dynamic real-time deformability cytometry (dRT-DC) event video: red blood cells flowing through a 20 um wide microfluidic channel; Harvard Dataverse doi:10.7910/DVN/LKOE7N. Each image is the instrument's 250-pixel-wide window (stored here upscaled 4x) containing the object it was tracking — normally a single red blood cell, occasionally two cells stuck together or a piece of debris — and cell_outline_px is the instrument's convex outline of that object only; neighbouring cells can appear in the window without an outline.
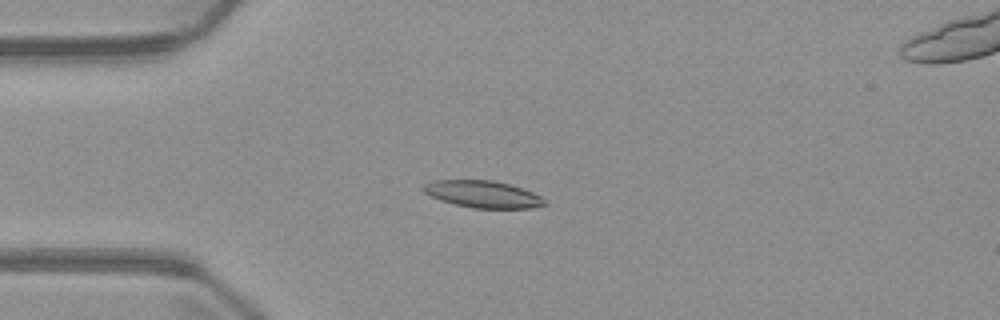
{"species": "common noctule bat (a hibernating species)", "species_latin": "Nyctalus noctula", "temperature_condition": "warm", "stored_images_in_passage": 6, "camera_frame_rate_fps": 3000, "um_per_image_px": 0.085, "animal": {"sex": "male", "body_mass_g": 23.1, "forearm_length_mm": 52.7}, "frame": {"image": 1, "passage_image": 4, "time_ms": 3.667, "image_size_px": [1000, 320], "cell_outline_px": [[548, 204], [532, 208], [472, 208], [440, 200], [424, 192], [420, 188], [424, 184], [432, 180], [492, 180], [508, 184], [532, 192], [548, 200]], "centroid_in_image_um": [41.04, 16.51], "position_along_channel_um": 44.0, "area_um2": 19.07}}
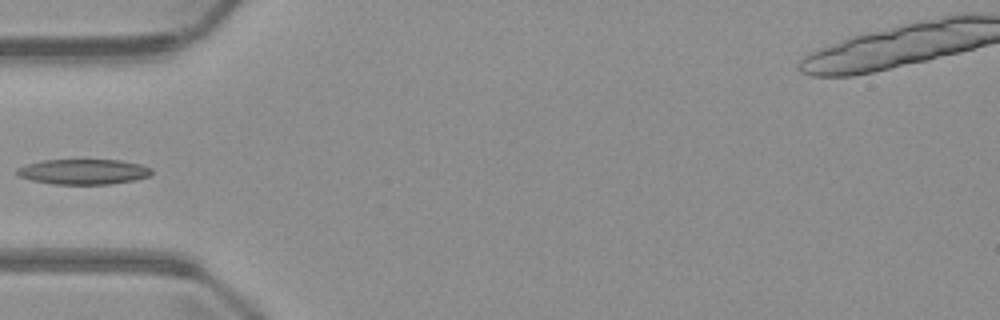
{"frame": {"image": 2, "passage_image": 5, "time_ms": 5.0, "image_size_px": [1000, 320], "cell_outline_px": [[152, 176], [136, 180], [112, 184], [52, 184], [32, 180], [20, 176], [16, 172], [16, 168], [24, 164], [44, 160], [120, 160], [140, 164], [152, 168]], "centroid_in_image_um": [7.12, 14.6], "position_along_channel_um": 77.9, "area_um2": 20.0}}
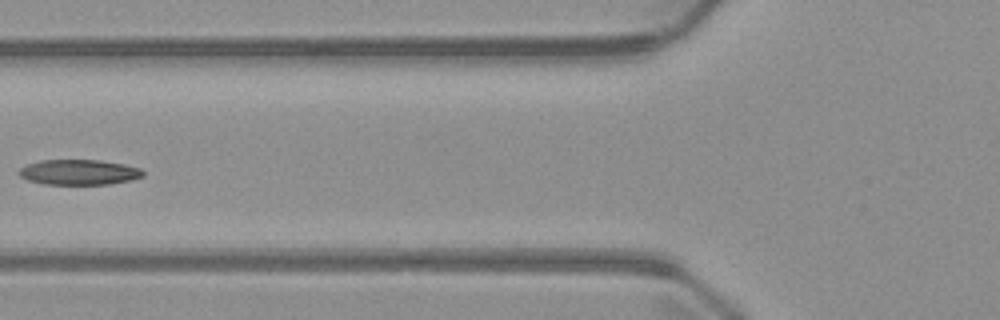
{"frame": {"image": 3, "passage_image": 6, "time_ms": 6.0, "image_size_px": [1000, 320], "cell_outline_px": [[144, 176], [132, 180], [108, 184], [44, 184], [28, 180], [20, 176], [16, 172], [20, 168], [28, 164], [40, 160], [100, 160], [124, 164], [140, 168], [144, 172]], "centroid_in_image_um": [6.71, 14.63], "position_along_channel_um": 119.1, "area_um2": 18.32}}